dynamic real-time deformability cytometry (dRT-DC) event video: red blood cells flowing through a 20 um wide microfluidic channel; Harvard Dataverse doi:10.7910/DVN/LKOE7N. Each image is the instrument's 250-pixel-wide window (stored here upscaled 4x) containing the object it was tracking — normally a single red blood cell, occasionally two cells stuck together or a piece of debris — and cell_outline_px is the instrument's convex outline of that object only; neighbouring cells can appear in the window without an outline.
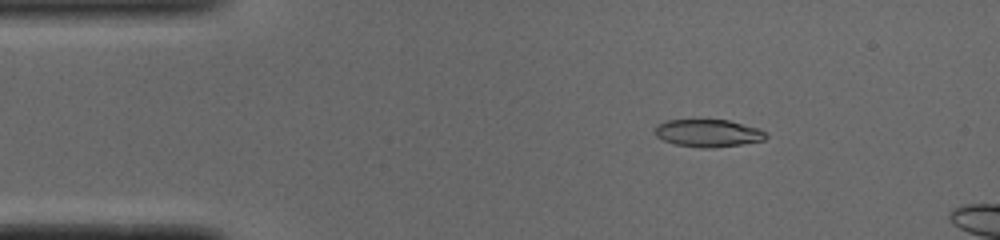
{"species": "common noctule bat (a hibernating species)", "species_latin": "Nyctalus noctula", "temperature_condition": "cold", "stored_images_in_passage": 50, "camera_frame_rate_fps": 3000, "um_per_image_px": 0.085, "animal": {"sex": "male", "body_mass_g": 19.0, "forearm_length_mm": 50.8}, "frame": {"image": 1, "passage_image": 8, "time_ms": 2.333, "image_size_px": [1000, 240], "cell_outline_px": [[768, 136], [764, 140], [740, 144], [712, 148], [700, 148], [676, 144], [664, 140], [656, 136], [656, 124], [668, 120], [728, 120], [756, 128], [764, 132]], "centroid_in_image_um": [60.17, 11.32], "position_along_channel_um": 24.8, "area_um2": 17.51}}
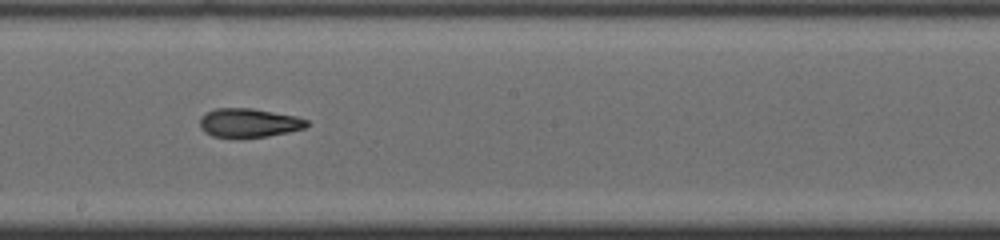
{"frame": {"image": 2, "passage_image": 28, "time_ms": 9.0, "image_size_px": [1000, 240], "cell_outline_px": [[308, 124], [304, 128], [288, 132], [268, 136], [240, 140], [212, 136], [204, 132], [200, 128], [200, 116], [216, 108], [252, 108], [296, 116], [308, 120]], "centroid_in_image_um": [21.11, 10.47], "position_along_channel_um": 227.1, "area_um2": 18.5}}
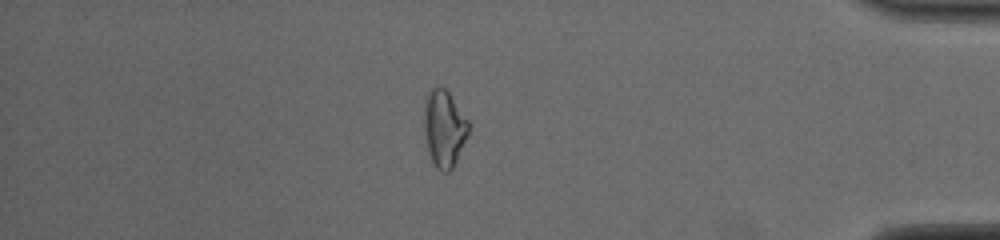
{"frame": {"image": 3, "passage_image": 44, "time_ms": 14.333, "image_size_px": [1000, 240], "cell_outline_px": [[468, 136], [452, 168], [448, 172], [440, 172], [436, 168], [432, 160], [428, 148], [424, 128], [424, 112], [428, 92], [432, 88], [444, 88], [448, 92], [468, 120]], "centroid_in_image_um": [37.76, 10.94], "position_along_channel_um": 397.4, "area_um2": 19.42}, "authors_computed_cell_mechanics": {"area_um2": 18.6116, "velocity_mm_per_s": 3.9054, "shape_relaxation_time_tau1_ms": null, "shape_relaxation_time_tau2_ms": 3.9114, "deformation_change_tau1": null, "deformation_change_tau2": 0.1235}}